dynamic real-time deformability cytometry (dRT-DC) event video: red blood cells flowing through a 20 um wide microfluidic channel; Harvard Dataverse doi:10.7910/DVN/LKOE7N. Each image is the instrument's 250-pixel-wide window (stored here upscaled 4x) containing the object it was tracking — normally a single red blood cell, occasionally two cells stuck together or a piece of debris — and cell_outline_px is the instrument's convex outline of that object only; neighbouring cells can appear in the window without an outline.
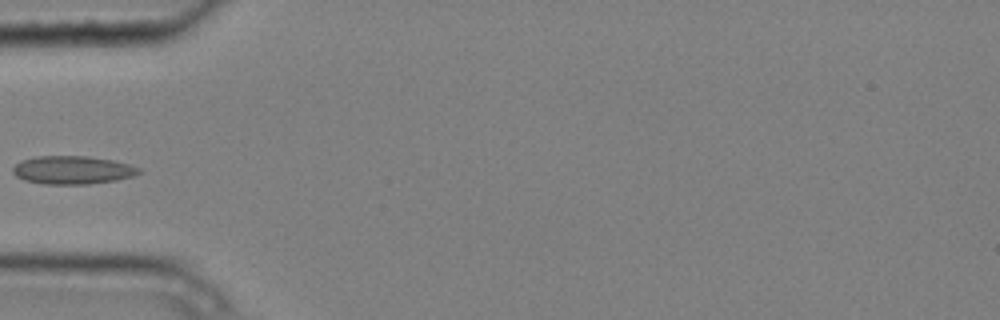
{"species": "common noctule bat (a hibernating species)", "species_latin": "Nyctalus noctula", "temperature_condition": "cold", "stored_images_in_passage": 5, "camera_frame_rate_fps": 3000, "um_per_image_px": 0.085, "animal": {"sex": "male", "body_mass_g": 20.4}, "frame": {"image": 1, "passage_image": 4, "time_ms": 1.0, "image_size_px": [1000, 320], "cell_outline_px": [[140, 172], [132, 176], [116, 180], [88, 184], [44, 184], [24, 180], [16, 176], [12, 172], [12, 168], [20, 160], [36, 156], [88, 156], [112, 160], [128, 164], [140, 168]], "centroid_in_image_um": [6.12, 14.45], "position_along_channel_um": 78.9, "area_um2": 20.69}}
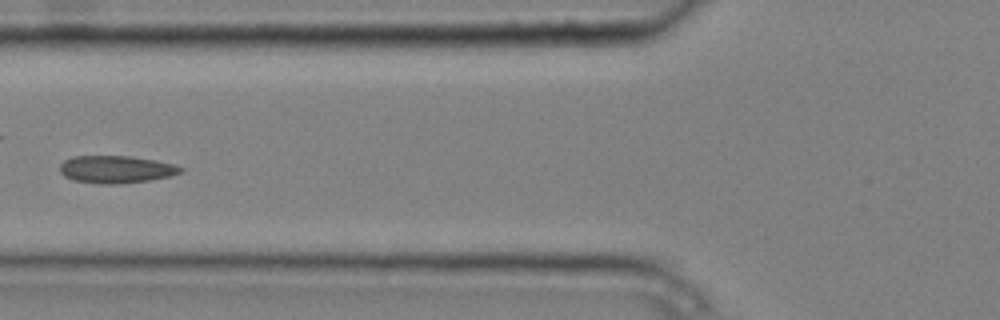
{"frame": {"image": 2, "passage_image": 5, "time_ms": 1.333, "image_size_px": [1000, 320], "cell_outline_px": [[184, 172], [152, 180], [116, 184], [100, 184], [72, 180], [64, 176], [60, 172], [60, 164], [64, 160], [72, 156], [128, 156], [156, 160], [176, 164], [184, 168]], "centroid_in_image_um": [9.88, 14.39], "position_along_channel_um": 115.9, "area_um2": 19.54}}